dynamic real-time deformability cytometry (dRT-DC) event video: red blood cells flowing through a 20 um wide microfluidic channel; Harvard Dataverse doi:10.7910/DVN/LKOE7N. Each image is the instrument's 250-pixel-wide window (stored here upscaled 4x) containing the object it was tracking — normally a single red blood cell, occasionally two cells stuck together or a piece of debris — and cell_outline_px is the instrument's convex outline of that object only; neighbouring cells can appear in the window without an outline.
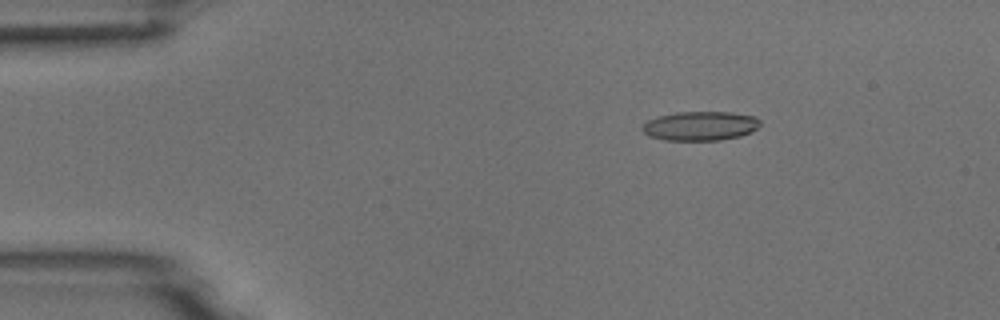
{"species": "common noctule bat (a hibernating species)", "species_latin": "Nyctalus noctula", "temperature_condition": "room temperature", "stored_images_in_passage": 4, "camera_frame_rate_fps": 3000, "um_per_image_px": 0.085, "animal": {"sex": "male", "body_mass_g": 18.8}, "frame": {"image": 1, "passage_image": 2, "time_ms": 1.0, "image_size_px": [1000, 320], "cell_outline_px": [[760, 124], [752, 132], [740, 136], [720, 140], [664, 140], [648, 136], [640, 128], [648, 120], [656, 116], [676, 112], [732, 112], [756, 116], [760, 120]], "centroid_in_image_um": [59.52, 10.7], "position_along_channel_um": 25.5, "area_um2": 20.23}}